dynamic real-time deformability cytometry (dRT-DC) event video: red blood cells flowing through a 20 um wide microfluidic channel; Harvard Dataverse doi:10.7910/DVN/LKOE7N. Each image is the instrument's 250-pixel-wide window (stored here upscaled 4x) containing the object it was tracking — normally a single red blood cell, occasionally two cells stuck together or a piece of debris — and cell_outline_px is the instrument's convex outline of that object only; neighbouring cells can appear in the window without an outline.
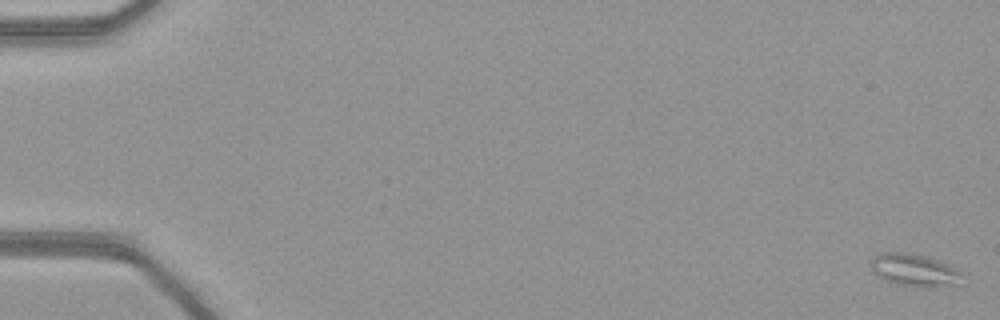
{"species": "common noctule bat (a hibernating species)", "species_latin": "Nyctalus noctula", "temperature_condition": "warm", "stored_images_in_passage": 52, "camera_frame_rate_fps": 3000, "um_per_image_px": 0.085, "animal": {"sex": "female", "body_mass_g": 21.9}, "frame": {"image": 1, "passage_image": 1, "time_ms": 0.0, "image_size_px": [1000, 320], "cell_outline_px": [[968, 276], [960, 284], [928, 288], [920, 288], [896, 284], [872, 272], [872, 260], [876, 252], [900, 252], [924, 256], [960, 268], [968, 272]], "centroid_in_image_um": [77.88, 22.99], "position_along_channel_um": 7.1, "area_um2": 17.86}}
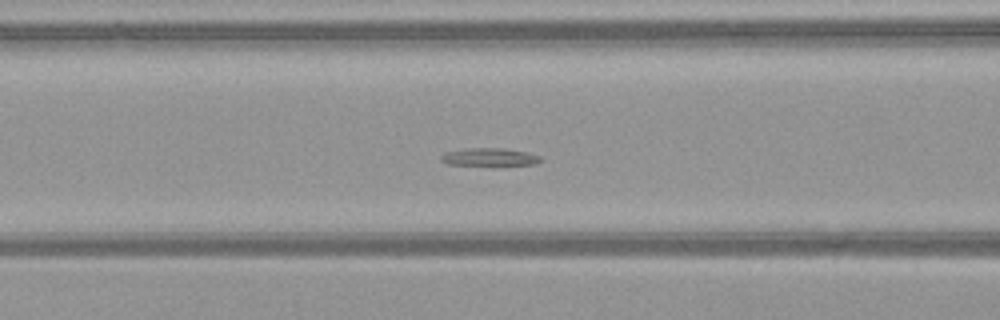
{"frame": {"image": 2, "passage_image": 23, "time_ms": 7.333, "image_size_px": [1000, 320], "cell_outline_px": [[540, 160], [536, 164], [448, 164], [440, 160], [440, 156], [444, 152], [468, 148], [504, 148], [528, 152], [540, 156]], "centroid_in_image_um": [41.57, 13.32], "position_along_channel_um": 125.0, "area_um2": 10.0}}
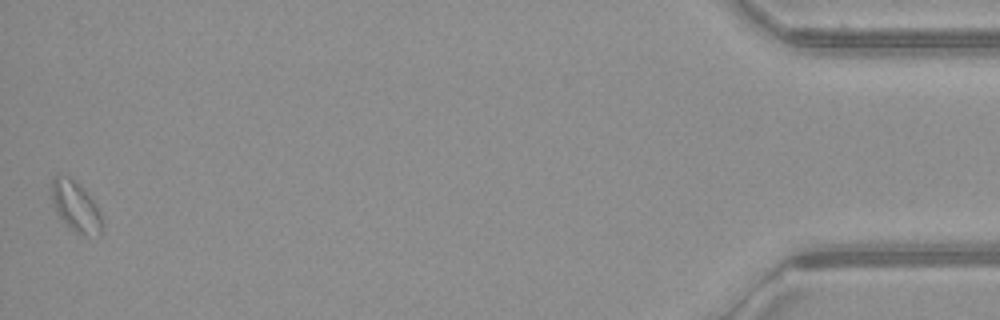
{"frame": {"image": 3, "passage_image": 52, "time_ms": 17.0, "image_size_px": [1000, 320], "cell_outline_px": [[104, 224], [100, 236], [84, 236], [76, 232], [56, 212], [52, 200], [52, 180], [56, 176], [68, 176], [80, 184], [96, 204], [104, 220]], "centroid_in_image_um": [6.5, 17.58], "position_along_channel_um": 428.7, "area_um2": 14.8}}